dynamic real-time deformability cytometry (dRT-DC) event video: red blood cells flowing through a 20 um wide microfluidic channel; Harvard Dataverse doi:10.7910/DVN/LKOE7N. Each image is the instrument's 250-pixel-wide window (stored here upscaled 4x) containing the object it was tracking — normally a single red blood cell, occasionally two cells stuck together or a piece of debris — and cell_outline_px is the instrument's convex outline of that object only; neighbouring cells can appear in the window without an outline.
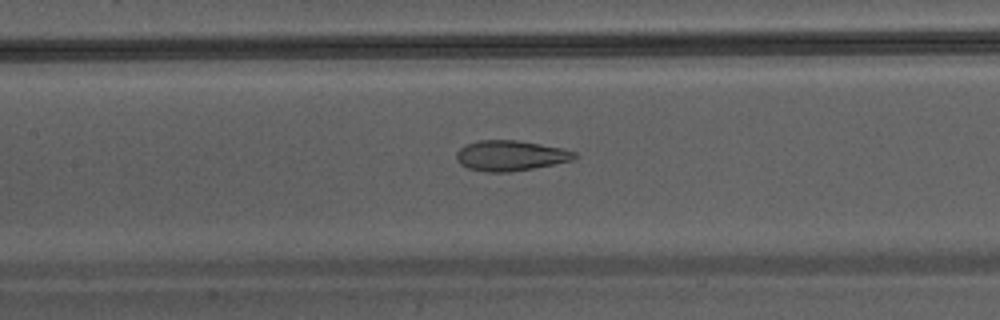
{"species": "Egyptian fruit bat (a non-hibernating species)", "species_latin": "Rousettus aegyptiacus", "temperature_condition": "warm", "stored_images_in_passage": 22, "camera_frame_rate_fps": 3000, "um_per_image_px": 0.085, "animal": {"sex": "male"}, "frame": {"image": 1, "passage_image": 7, "time_ms": 2.0, "image_size_px": [1000, 320], "cell_outline_px": [[576, 156], [572, 160], [512, 172], [484, 172], [468, 168], [460, 164], [456, 160], [456, 152], [460, 148], [468, 144], [480, 140], [516, 140], [564, 148], [576, 152]], "centroid_in_image_um": [43.36, 13.23], "position_along_channel_um": 164.0, "area_um2": 20.81}}
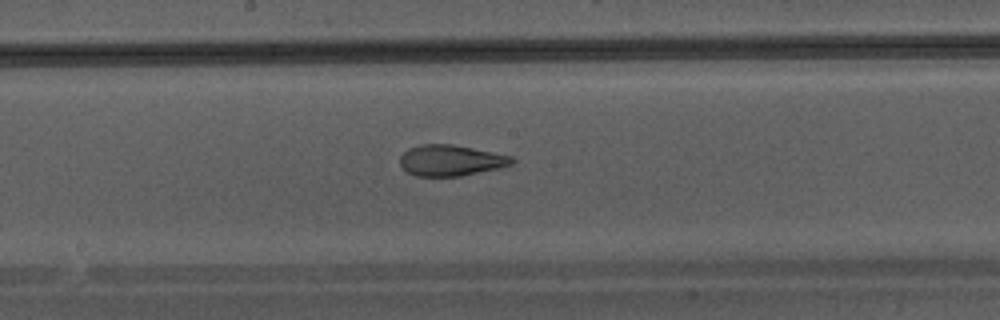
{"frame": {"image": 2, "passage_image": 10, "time_ms": 3.0, "image_size_px": [1000, 320], "cell_outline_px": [[516, 160], [512, 164], [496, 168], [460, 176], [416, 176], [408, 172], [400, 164], [400, 156], [408, 148], [420, 144], [452, 144], [512, 156]], "centroid_in_image_um": [38.29, 13.62], "position_along_channel_um": 209.9, "area_um2": 20.0}}
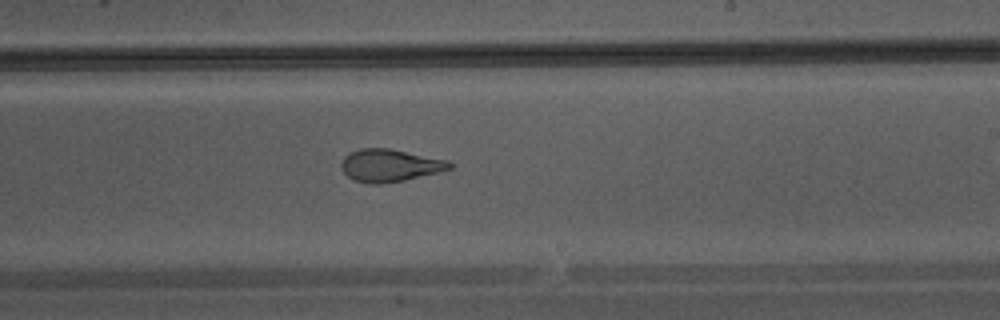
{"frame": {"image": 3, "passage_image": 13, "time_ms": 4.0, "image_size_px": [1000, 320], "cell_outline_px": [[452, 168], [440, 172], [404, 180], [380, 184], [368, 184], [352, 180], [344, 172], [340, 164], [344, 156], [360, 148], [388, 148], [448, 160], [452, 164]], "centroid_in_image_um": [33.12, 14.07], "position_along_channel_um": 255.9, "area_um2": 20.52}}